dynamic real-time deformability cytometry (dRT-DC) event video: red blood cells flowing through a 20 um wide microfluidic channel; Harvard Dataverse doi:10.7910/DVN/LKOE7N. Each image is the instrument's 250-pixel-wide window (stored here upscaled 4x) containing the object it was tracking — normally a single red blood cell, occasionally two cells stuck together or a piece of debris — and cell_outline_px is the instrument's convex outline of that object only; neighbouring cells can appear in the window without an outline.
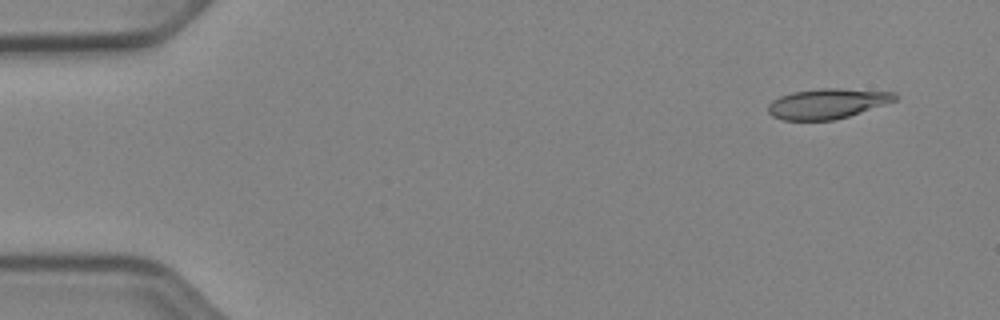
{"species": "Egyptian fruit bat (a non-hibernating species)", "species_latin": "Rousettus aegyptiacus", "temperature_condition": "cold", "stored_images_in_passage": 15, "camera_frame_rate_fps": 3000, "um_per_image_px": 0.085, "animal": {"sex": "female"}, "frame": {"image": 1, "passage_image": 4, "time_ms": 1.0, "image_size_px": [1000, 320], "cell_outline_px": [[896, 100], [848, 116], [832, 120], [784, 120], [772, 116], [768, 112], [768, 104], [772, 100], [780, 96], [792, 92], [820, 88], [840, 88], [896, 92]], "centroid_in_image_um": [70.29, 8.8], "position_along_channel_um": 14.7, "area_um2": 22.14}}
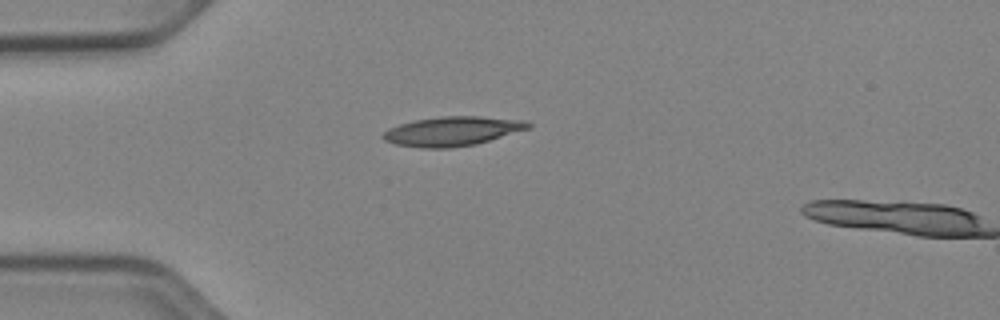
{"frame": {"image": 2, "passage_image": 14, "time_ms": 4.333, "image_size_px": [1000, 320], "cell_outline_px": [[532, 128], [476, 144], [452, 148], [420, 148], [396, 144], [384, 140], [380, 136], [388, 128], [400, 124], [416, 120], [444, 116], [480, 116], [524, 120], [532, 124]], "centroid_in_image_um": [38.47, 11.16], "position_along_channel_um": 46.5, "area_um2": 24.91}}